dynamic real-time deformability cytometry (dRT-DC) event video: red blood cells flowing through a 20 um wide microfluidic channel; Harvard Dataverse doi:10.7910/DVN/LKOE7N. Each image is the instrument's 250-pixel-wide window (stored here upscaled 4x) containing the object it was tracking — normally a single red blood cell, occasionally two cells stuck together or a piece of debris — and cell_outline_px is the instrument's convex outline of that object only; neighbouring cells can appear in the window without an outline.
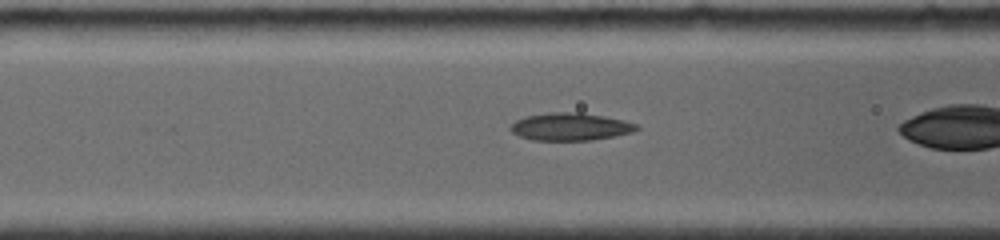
{"species": "common noctule bat (a hibernating species)", "species_latin": "Nyctalus noctula", "temperature_condition": "room temperature", "stored_images_in_passage": 26, "camera_frame_rate_fps": 4000, "um_per_image_px": 0.085, "animal": {"sex": "female", "body_mass_g": 19.0, "forearm_length_mm": 56.7}, "frame": {"image": 1, "passage_image": 5, "time_ms": 1.0, "image_size_px": [1000, 240], "cell_outline_px": [[640, 128], [632, 132], [616, 136], [592, 140], [532, 140], [520, 136], [512, 132], [508, 128], [516, 120], [524, 116], [548, 112], [580, 112], [604, 116], [624, 120], [636, 124]], "centroid_in_image_um": [48.47, 10.76], "position_along_channel_um": 118.1, "area_um2": 20.4}}
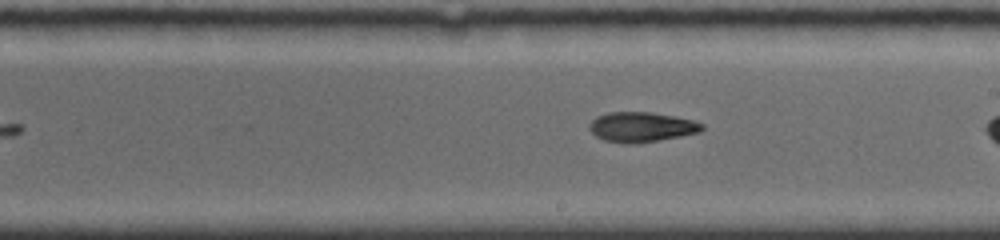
{"frame": {"image": 2, "passage_image": 15, "time_ms": 4.0, "image_size_px": [1000, 240], "cell_outline_px": [[704, 128], [700, 132], [680, 136], [632, 144], [628, 144], [604, 140], [596, 136], [588, 128], [588, 124], [596, 116], [608, 112], [652, 112], [676, 116], [692, 120], [704, 124]], "centroid_in_image_um": [54.51, 10.78], "position_along_channel_um": 234.5, "area_um2": 19.65}}
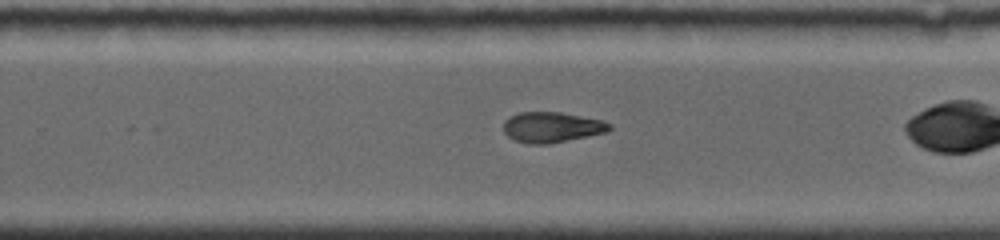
{"frame": {"image": 3, "passage_image": 19, "time_ms": 5.25, "image_size_px": [1000, 240], "cell_outline_px": [[612, 128], [608, 132], [548, 144], [528, 144], [512, 140], [504, 132], [504, 120], [520, 112], [560, 112], [600, 120], [612, 124]], "centroid_in_image_um": [46.89, 10.82], "position_along_channel_um": 282.9, "area_um2": 18.79}}